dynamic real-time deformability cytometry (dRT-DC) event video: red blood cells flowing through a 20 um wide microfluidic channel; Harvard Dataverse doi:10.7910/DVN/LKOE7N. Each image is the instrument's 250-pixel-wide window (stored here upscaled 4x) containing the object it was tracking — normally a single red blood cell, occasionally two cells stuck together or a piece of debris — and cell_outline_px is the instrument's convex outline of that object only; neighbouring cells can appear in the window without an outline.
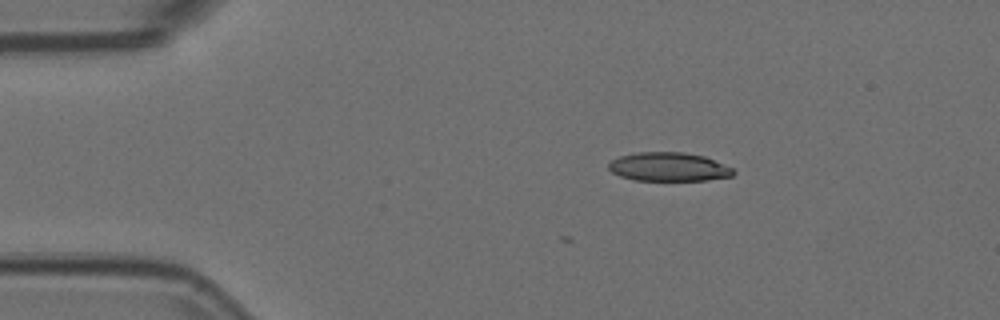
{"species": "Egyptian fruit bat (a non-hibernating species)", "species_latin": "Rousettus aegyptiacus", "temperature_condition": "room temperature", "stored_images_in_passage": 6, "camera_frame_rate_fps": 3000, "um_per_image_px": 0.085, "animal": {"sex": "female"}, "frame": {"image": 1, "passage_image": 1, "time_ms": 0.0, "image_size_px": [1000, 320], "cell_outline_px": [[736, 172], [732, 176], [708, 180], [632, 180], [620, 176], [612, 172], [608, 168], [608, 164], [612, 160], [620, 156], [636, 152], [684, 152], [704, 156], [732, 168]], "centroid_in_image_um": [56.82, 14.18], "position_along_channel_um": 28.2, "area_um2": 20.87}}